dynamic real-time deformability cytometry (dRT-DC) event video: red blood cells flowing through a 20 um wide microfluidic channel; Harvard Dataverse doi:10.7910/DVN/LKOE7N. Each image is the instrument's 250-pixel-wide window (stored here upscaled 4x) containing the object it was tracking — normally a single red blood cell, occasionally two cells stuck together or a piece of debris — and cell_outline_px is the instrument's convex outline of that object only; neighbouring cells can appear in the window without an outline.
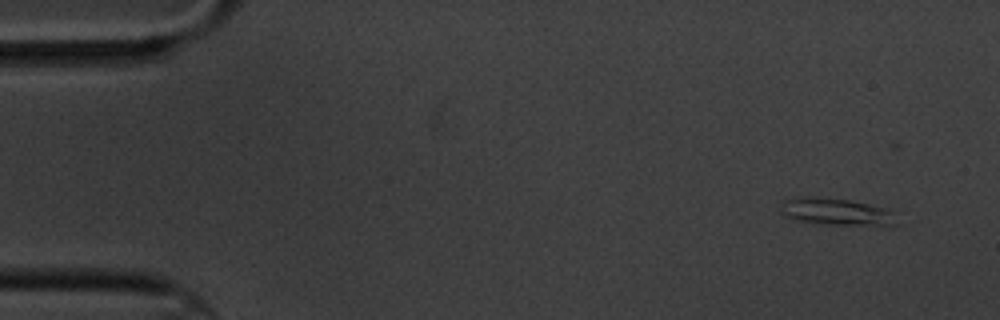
{"species": "common noctule bat (a hibernating species)", "species_latin": "Nyctalus noctula", "temperature_condition": "cold", "stored_images_in_passage": 4, "camera_frame_rate_fps": 3000, "um_per_image_px": 0.085, "animal": {"sex": "male", "body_mass_g": 20.1, "forearm_length_mm": 53.5}, "frame": {"image": 1, "passage_image": 1, "time_ms": 0.0, "image_size_px": [1000, 320], "cell_outline_px": [[896, 224], [824, 224], [796, 220], [780, 212], [780, 204], [784, 200], [804, 196], [816, 196], [848, 200], [888, 208], [892, 212]], "centroid_in_image_um": [70.99, 17.97], "position_along_channel_um": 14.0, "area_um2": 17.86}}
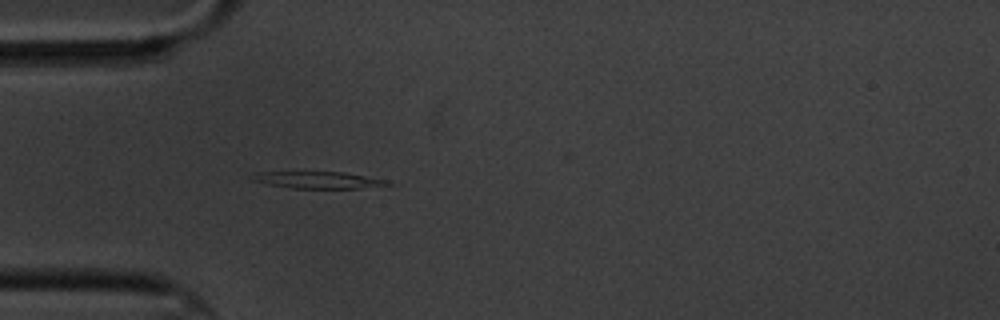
{"frame": {"image": 2, "passage_image": 4, "time_ms": 4.333, "image_size_px": [1000, 320], "cell_outline_px": [[396, 184], [360, 188], [292, 188], [268, 184], [252, 180], [248, 176], [256, 172], [344, 172], [388, 180]], "centroid_in_image_um": [27.05, 15.3], "position_along_channel_um": 57.9, "area_um2": 13.29}}